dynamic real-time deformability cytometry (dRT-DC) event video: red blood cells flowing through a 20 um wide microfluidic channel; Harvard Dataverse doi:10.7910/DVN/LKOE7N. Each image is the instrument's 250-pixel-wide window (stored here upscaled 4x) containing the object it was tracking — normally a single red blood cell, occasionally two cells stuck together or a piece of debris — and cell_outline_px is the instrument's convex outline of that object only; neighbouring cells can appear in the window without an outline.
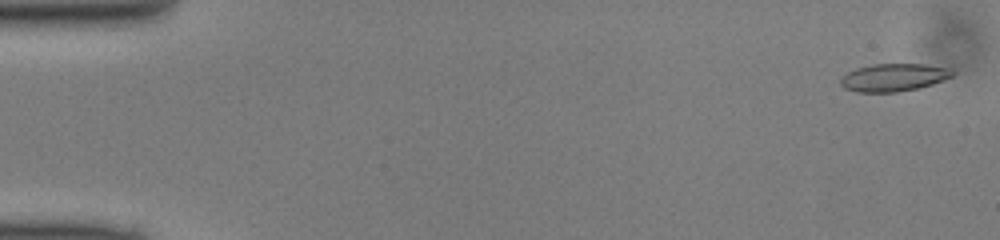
{"species": "common noctule bat (a hibernating species)", "species_latin": "Nyctalus noctula", "temperature_condition": "cold", "stored_images_in_passage": 49, "camera_frame_rate_fps": 3000, "um_per_image_px": 0.085, "animal": {"sex": "male", "body_mass_g": 13.0, "forearm_length_mm": 53.1}, "frame": {"image": 1, "passage_image": 2, "time_ms": 0.333, "image_size_px": [1000, 240], "cell_outline_px": [[956, 72], [952, 76], [932, 84], [916, 88], [896, 92], [856, 92], [844, 88], [840, 84], [840, 76], [856, 68], [872, 64], [924, 64], [944, 68]], "centroid_in_image_um": [75.89, 6.58], "position_along_channel_um": 9.1, "area_um2": 17.92}}
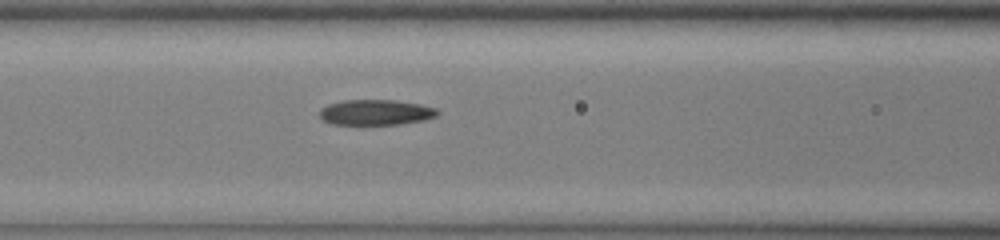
{"frame": {"image": 2, "passage_image": 21, "time_ms": 6.667, "image_size_px": [1000, 240], "cell_outline_px": [[440, 112], [436, 116], [424, 120], [400, 124], [332, 124], [324, 120], [320, 116], [320, 108], [328, 104], [344, 100], [392, 100], [420, 104], [436, 108]], "centroid_in_image_um": [31.95, 9.54], "position_along_channel_um": 134.7, "area_um2": 17.4}}
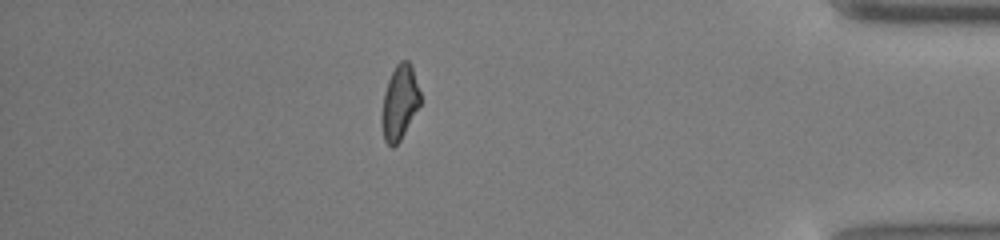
{"frame": {"image": 3, "passage_image": 43, "time_ms": 14.0, "image_size_px": [1000, 240], "cell_outline_px": [[420, 104], [400, 140], [392, 148], [384, 140], [380, 120], [380, 116], [384, 92], [388, 80], [396, 64], [400, 60], [408, 60], [412, 64], [420, 92]], "centroid_in_image_um": [33.94, 8.69], "position_along_channel_um": 401.3, "area_um2": 16.82}}